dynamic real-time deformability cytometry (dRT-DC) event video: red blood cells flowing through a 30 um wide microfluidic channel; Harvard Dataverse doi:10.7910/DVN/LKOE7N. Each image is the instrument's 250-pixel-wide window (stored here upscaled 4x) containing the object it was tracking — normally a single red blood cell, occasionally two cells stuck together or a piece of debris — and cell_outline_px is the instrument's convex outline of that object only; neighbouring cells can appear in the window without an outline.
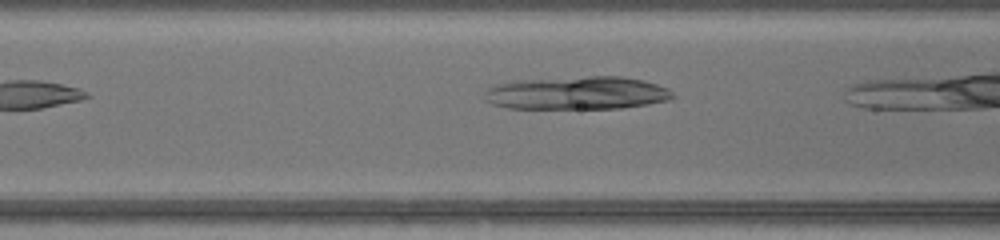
{"species": "common noctule bat (a hibernating species)", "species_latin": "Nyctalus noctula", "temperature_condition": "warm", "stored_images_in_passage": 22, "camera_frame_rate_fps": 3000, "um_per_image_px": 0.085, "animal": {"sex": "female", "body_mass_g": 17.0, "forearm_length_mm": 48.0}, "frame": {"image": 1, "passage_image": 4, "time_ms": 1.0, "image_size_px": [1000, 240], "cell_outline_px": [[676, 96], [668, 100], [648, 104], [620, 108], [508, 108], [492, 104], [484, 100], [488, 88], [492, 84], [512, 80], [588, 76], [620, 76], [644, 80], [668, 88]], "centroid_in_image_um": [49.03, 7.89], "position_along_channel_um": 117.6, "area_um2": 36.53}}
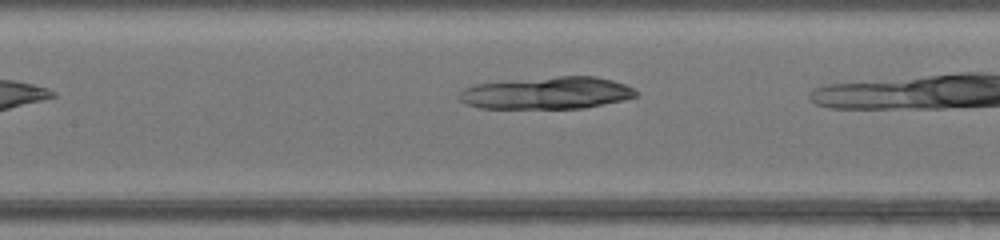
{"frame": {"image": 2, "passage_image": 7, "time_ms": 2.0, "image_size_px": [1000, 240], "cell_outline_px": [[640, 96], [624, 100], [584, 108], [480, 108], [468, 104], [460, 100], [456, 96], [464, 88], [472, 84], [512, 80], [560, 76], [596, 76], [612, 80], [624, 84], [640, 92]], "centroid_in_image_um": [46.51, 7.9], "position_along_channel_um": 160.9, "area_um2": 33.35}}
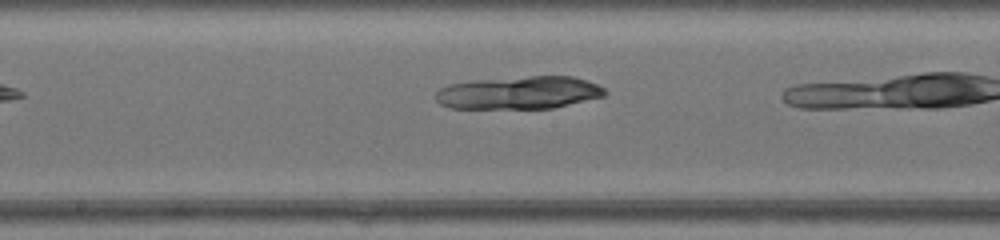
{"frame": {"image": 3, "passage_image": 10, "time_ms": 3.0, "image_size_px": [1000, 240], "cell_outline_px": [[608, 92], [604, 96], [552, 108], [452, 108], [440, 104], [436, 100], [436, 92], [440, 88], [448, 84], [480, 80], [532, 76], [572, 76], [596, 84], [604, 88]], "centroid_in_image_um": [44.11, 7.88], "position_along_channel_um": 204.1, "area_um2": 31.96}}